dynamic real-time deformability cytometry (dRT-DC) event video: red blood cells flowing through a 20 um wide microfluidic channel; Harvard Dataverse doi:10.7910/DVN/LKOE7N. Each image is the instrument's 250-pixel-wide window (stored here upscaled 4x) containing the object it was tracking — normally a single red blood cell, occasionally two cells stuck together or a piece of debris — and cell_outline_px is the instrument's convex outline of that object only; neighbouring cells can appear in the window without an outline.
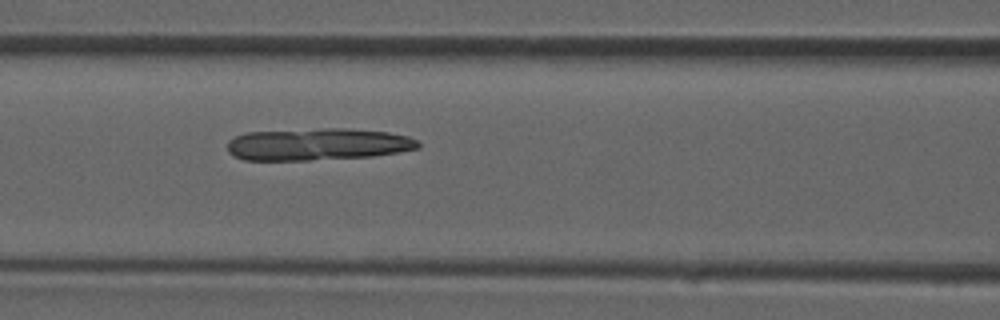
{"species": "common noctule bat (a hibernating species)", "species_latin": "Nyctalus noctula", "temperature_condition": "room temperature", "stored_images_in_passage": 27, "camera_frame_rate_fps": 3000, "um_per_image_px": 0.085, "animal": {"sex": "male", "forearm_length_mm": 52.5}, "frame": {"image": 1, "passage_image": 5, "time_ms": 1.333, "image_size_px": [1000, 320], "cell_outline_px": [[420, 148], [372, 156], [308, 160], [244, 160], [232, 156], [228, 152], [228, 140], [236, 136], [248, 132], [324, 128], [348, 128], [388, 132], [408, 136], [420, 140]], "centroid_in_image_um": [27.01, 12.26], "position_along_channel_um": 139.6, "area_um2": 35.84}}
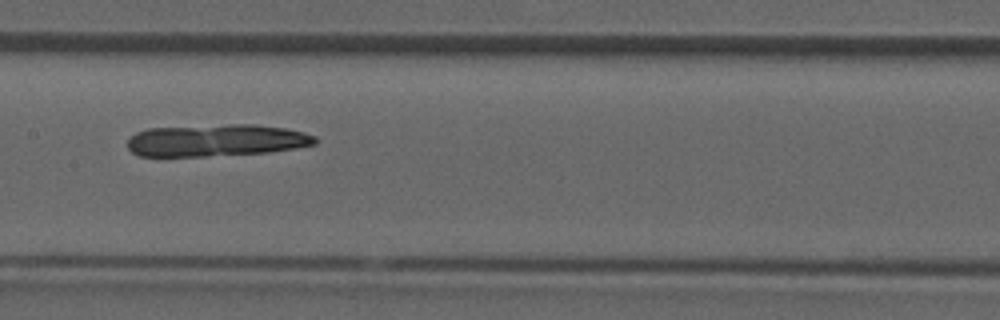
{"frame": {"image": 2, "passage_image": 8, "time_ms": 2.333, "image_size_px": [1000, 320], "cell_outline_px": [[316, 144], [268, 152], [204, 156], [140, 156], [132, 152], [128, 148], [128, 140], [136, 132], [148, 128], [228, 124], [252, 124], [284, 128], [304, 132], [316, 136]], "centroid_in_image_um": [18.37, 11.92], "position_along_channel_um": 189.0, "area_um2": 34.91}}